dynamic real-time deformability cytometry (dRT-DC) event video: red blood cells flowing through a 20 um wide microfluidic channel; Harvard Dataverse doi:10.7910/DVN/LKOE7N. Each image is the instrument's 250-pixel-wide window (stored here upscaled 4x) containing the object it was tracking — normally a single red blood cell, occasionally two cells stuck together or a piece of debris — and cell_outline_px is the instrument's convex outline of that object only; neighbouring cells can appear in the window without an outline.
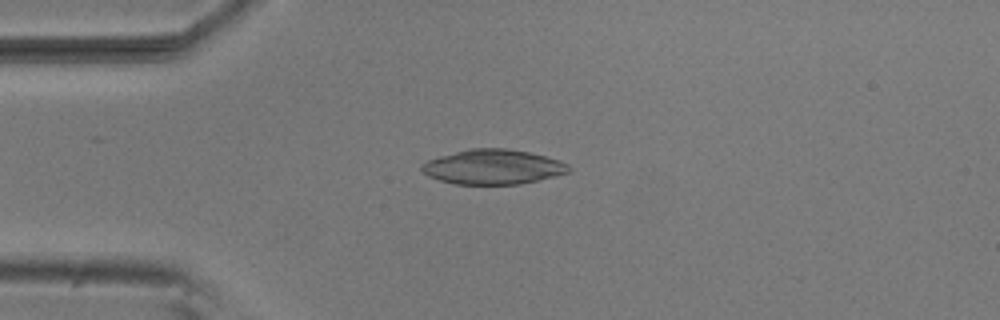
{"species": "common noctule bat (a hibernating species)", "species_latin": "Nyctalus noctula", "temperature_condition": "room temperature", "stored_images_in_passage": 49, "camera_frame_rate_fps": 3000, "um_per_image_px": 0.085, "animal": {"sex": "male", "body_mass_g": 20.5, "forearm_length_mm": 52.5}, "frame": {"image": 1, "passage_image": 12, "time_ms": 3.667, "image_size_px": [1000, 320], "cell_outline_px": [[572, 168], [568, 172], [520, 184], [456, 184], [440, 180], [428, 176], [420, 168], [420, 164], [428, 160], [440, 156], [468, 148], [504, 148], [528, 152], [560, 160], [568, 164]], "centroid_in_image_um": [41.88, 14.18], "position_along_channel_um": 43.1, "area_um2": 29.59}}
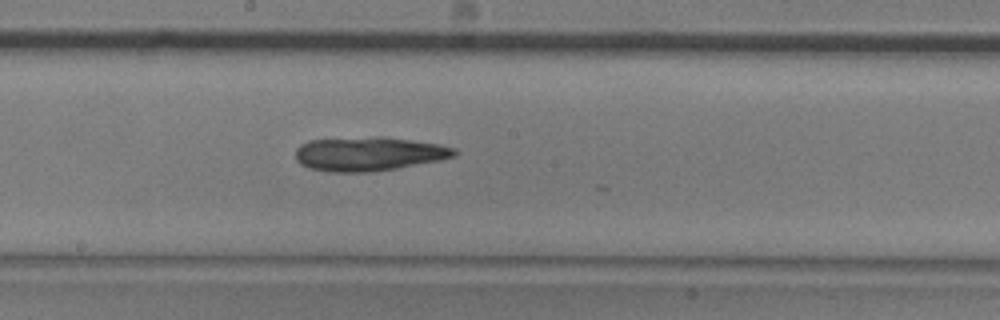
{"frame": {"image": 2, "passage_image": 27, "time_ms": 8.667, "image_size_px": [1000, 320], "cell_outline_px": [[456, 156], [440, 160], [396, 168], [368, 172], [328, 172], [308, 168], [300, 164], [296, 160], [296, 148], [300, 144], [308, 140], [376, 136], [384, 136], [440, 144], [456, 148]], "centroid_in_image_um": [31.32, 13.07], "position_along_channel_um": 216.9, "area_um2": 31.73}}
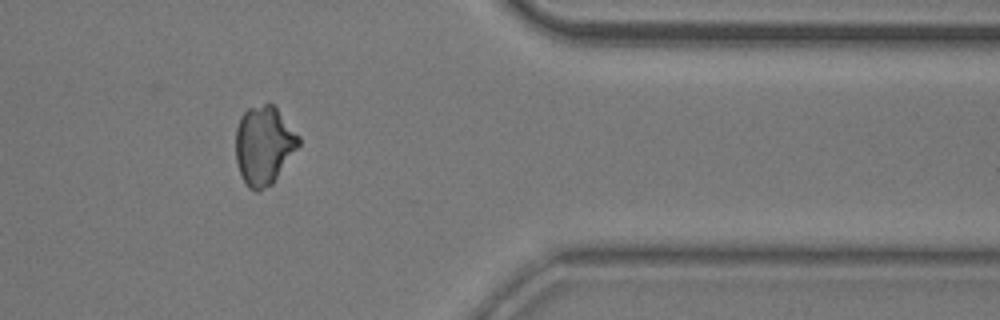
{"frame": {"image": 3, "passage_image": 42, "time_ms": 13.667, "image_size_px": [1000, 320], "cell_outline_px": [[300, 144], [272, 184], [260, 192], [256, 192], [248, 188], [240, 172], [236, 160], [236, 128], [240, 116], [248, 108], [264, 104], [272, 104], [276, 108], [300, 136]], "centroid_in_image_um": [22.42, 12.37], "position_along_channel_um": 389.0, "area_um2": 28.73}, "authors_computed_cell_mechanics": {"area_um2": 29.7092, "velocity_mm_per_s": 3.8454, "shape_relaxation_time_tau1_ms": 11.0497, "shape_relaxation_time_tau2_ms": null, "deformation_change_tau1": 0.2228, "deformation_change_tau2": null}}